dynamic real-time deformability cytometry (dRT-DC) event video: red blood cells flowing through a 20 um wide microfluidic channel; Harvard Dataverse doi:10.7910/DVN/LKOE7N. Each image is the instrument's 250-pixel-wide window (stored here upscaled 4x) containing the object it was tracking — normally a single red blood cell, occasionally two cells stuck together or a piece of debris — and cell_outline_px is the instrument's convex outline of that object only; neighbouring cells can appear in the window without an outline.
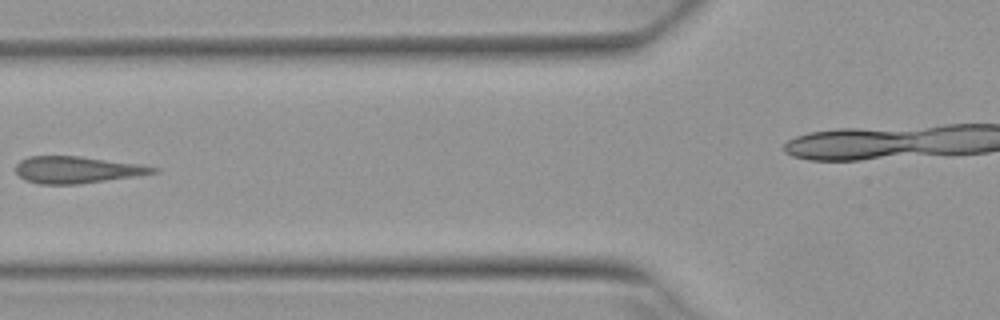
{"species": "Egyptian fruit bat (a non-hibernating species)", "species_latin": "Rousettus aegyptiacus", "temperature_condition": "warm", "stored_images_in_passage": 8, "camera_frame_rate_fps": 3000, "um_per_image_px": 0.085, "animal": {"sex": "female"}, "frame": {"image": 1, "passage_image": 6, "time_ms": 1.667, "image_size_px": [1000, 320], "cell_outline_px": [[160, 172], [80, 184], [40, 184], [24, 180], [16, 172], [16, 164], [20, 160], [28, 156], [80, 156], [136, 164], [160, 168]], "centroid_in_image_um": [6.5, 14.43], "position_along_channel_um": 119.3, "area_um2": 21.33}}
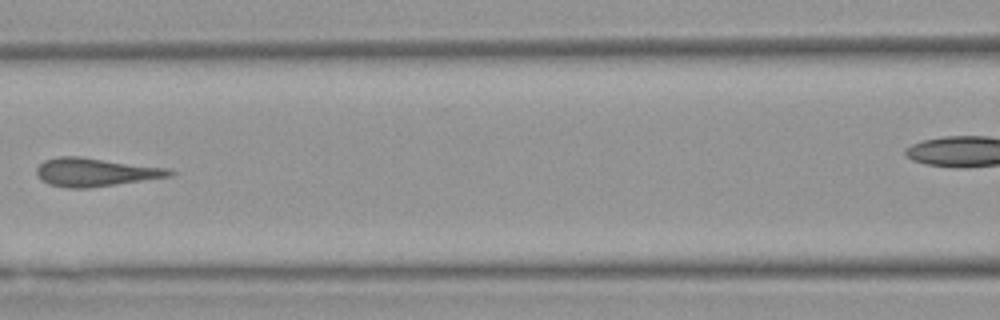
{"frame": {"image": 2, "passage_image": 7, "time_ms": 2.0, "image_size_px": [1000, 320], "cell_outline_px": [[176, 172], [172, 176], [88, 188], [68, 188], [48, 184], [36, 176], [36, 168], [44, 160], [60, 156], [80, 156], [172, 168]], "centroid_in_image_um": [8.13, 14.62], "position_along_channel_um": 158.5, "area_um2": 22.25}}